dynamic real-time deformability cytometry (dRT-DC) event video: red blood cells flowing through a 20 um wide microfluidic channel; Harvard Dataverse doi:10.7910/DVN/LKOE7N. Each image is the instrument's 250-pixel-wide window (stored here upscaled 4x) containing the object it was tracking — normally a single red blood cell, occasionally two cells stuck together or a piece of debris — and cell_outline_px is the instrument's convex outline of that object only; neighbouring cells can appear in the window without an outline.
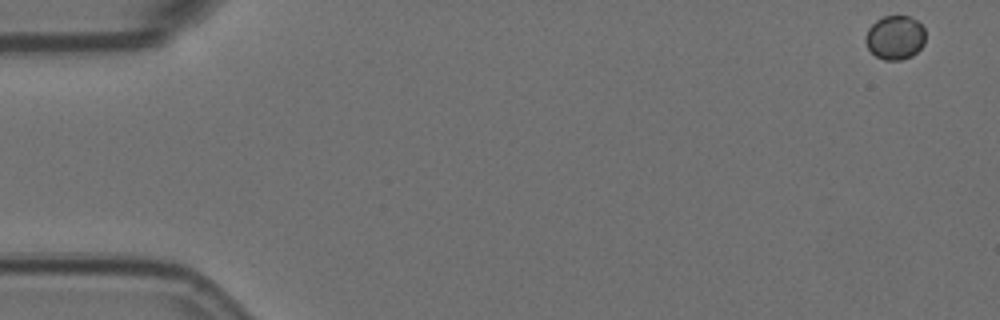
{"species": "Egyptian fruit bat (a non-hibernating species)", "species_latin": "Rousettus aegyptiacus", "temperature_condition": "room temperature", "stored_images_in_passage": 53, "camera_frame_rate_fps": 3000, "um_per_image_px": 0.085, "animal": {"sex": "female"}, "frame": {"image": 1, "passage_image": 1, "time_ms": 0.0, "image_size_px": [1000, 320], "cell_outline_px": [[924, 44], [912, 56], [900, 60], [884, 60], [876, 56], [868, 48], [864, 40], [864, 36], [868, 28], [876, 20], [884, 16], [908, 16], [916, 20], [924, 28]], "centroid_in_image_um": [76.05, 3.19], "position_along_channel_um": 8.9, "area_um2": 15.37}}
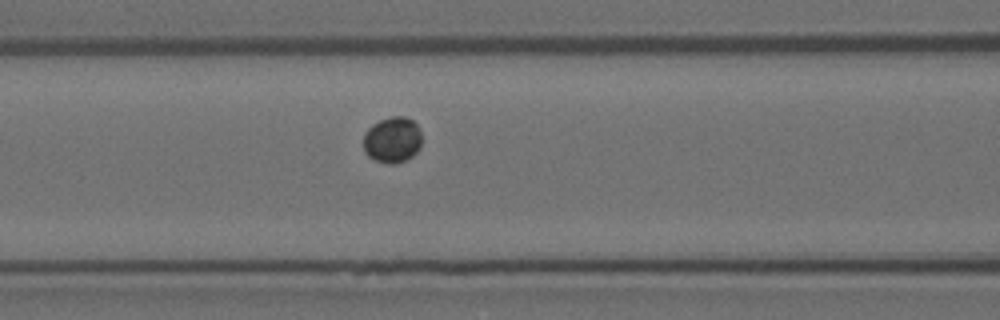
{"frame": {"image": 2, "passage_image": 23, "time_ms": 7.333, "image_size_px": [1000, 320], "cell_outline_px": [[420, 148], [408, 160], [392, 164], [388, 164], [376, 160], [368, 156], [364, 152], [364, 132], [372, 124], [380, 120], [392, 116], [404, 116], [412, 120], [416, 124], [420, 132]], "centroid_in_image_um": [33.34, 11.89], "position_along_channel_um": 133.3, "area_um2": 15.66}}
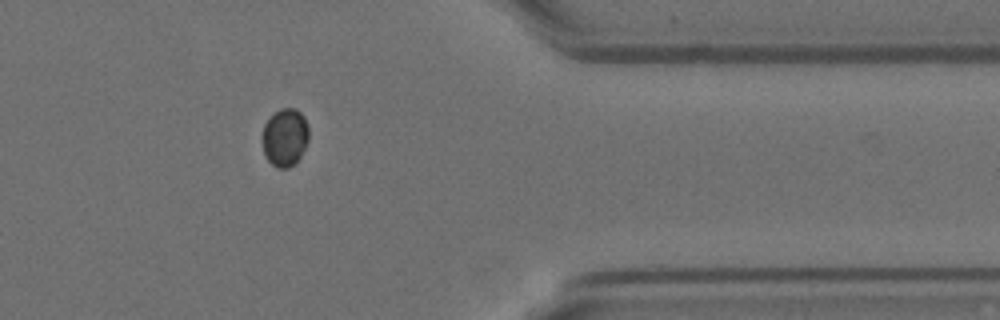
{"frame": {"image": 3, "passage_image": 46, "time_ms": 15.0, "image_size_px": [1000, 320], "cell_outline_px": [[308, 140], [296, 164], [288, 168], [276, 168], [264, 156], [264, 124], [280, 108], [296, 108], [304, 116], [308, 124]], "centroid_in_image_um": [24.25, 11.69], "position_along_channel_um": 387.1, "area_um2": 15.55}}